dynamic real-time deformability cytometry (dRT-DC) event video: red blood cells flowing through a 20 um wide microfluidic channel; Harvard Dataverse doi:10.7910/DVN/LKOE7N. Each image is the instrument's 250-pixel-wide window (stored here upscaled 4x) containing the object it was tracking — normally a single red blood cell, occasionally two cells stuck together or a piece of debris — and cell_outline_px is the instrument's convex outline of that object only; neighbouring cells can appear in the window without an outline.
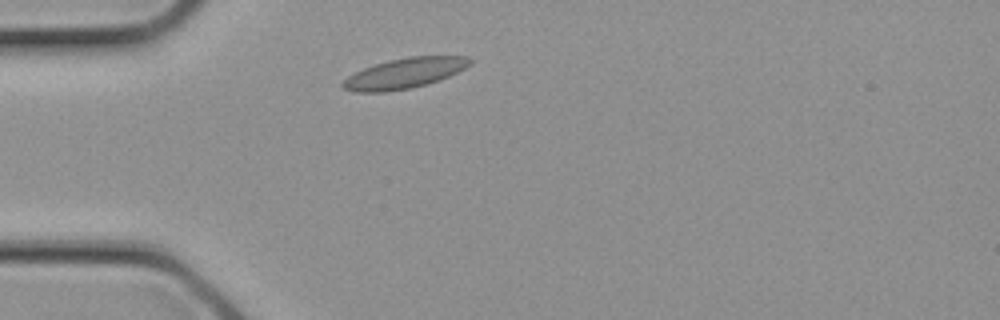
{"species": "common noctule bat (a hibernating species)", "species_latin": "Nyctalus noctula", "temperature_condition": "cold", "stored_images_in_passage": 24, "camera_frame_rate_fps": 3000, "um_per_image_px": 0.085, "animal": {"sex": "female", "body_mass_g": 21.9}, "frame": {"image": 1, "passage_image": 3, "time_ms": 0.667, "image_size_px": [1000, 320], "cell_outline_px": [[476, 60], [472, 64], [448, 76], [428, 84], [408, 88], [384, 92], [352, 92], [344, 88], [340, 84], [348, 76], [364, 68], [388, 60], [408, 56], [468, 56]], "centroid_in_image_um": [34.41, 6.21], "position_along_channel_um": 50.6, "area_um2": 22.43}}
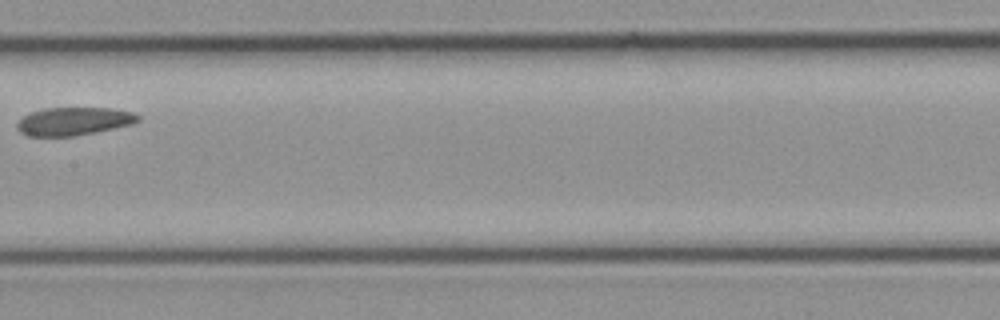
{"frame": {"image": 2, "passage_image": 10, "time_ms": 3.0, "image_size_px": [1000, 320], "cell_outline_px": [[140, 120], [132, 124], [96, 132], [72, 136], [28, 136], [20, 132], [16, 128], [16, 124], [24, 116], [32, 112], [48, 108], [112, 108], [132, 112], [140, 116]], "centroid_in_image_um": [6.28, 10.31], "position_along_channel_um": 201.1, "area_um2": 19.65}}
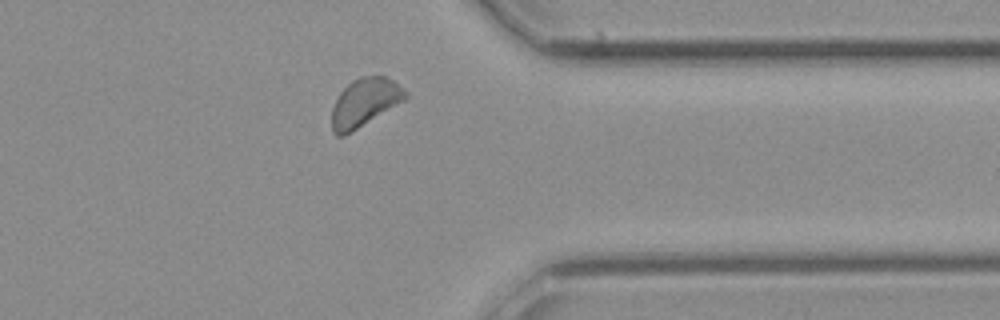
{"frame": {"image": 3, "passage_image": 18, "time_ms": 5.667, "image_size_px": [1000, 320], "cell_outline_px": [[408, 96], [404, 100], [344, 136], [336, 136], [332, 132], [332, 108], [340, 92], [352, 80], [360, 76], [384, 76], [392, 80], [404, 88]], "centroid_in_image_um": [30.97, 8.7], "position_along_channel_um": 380.4, "area_um2": 20.35}}